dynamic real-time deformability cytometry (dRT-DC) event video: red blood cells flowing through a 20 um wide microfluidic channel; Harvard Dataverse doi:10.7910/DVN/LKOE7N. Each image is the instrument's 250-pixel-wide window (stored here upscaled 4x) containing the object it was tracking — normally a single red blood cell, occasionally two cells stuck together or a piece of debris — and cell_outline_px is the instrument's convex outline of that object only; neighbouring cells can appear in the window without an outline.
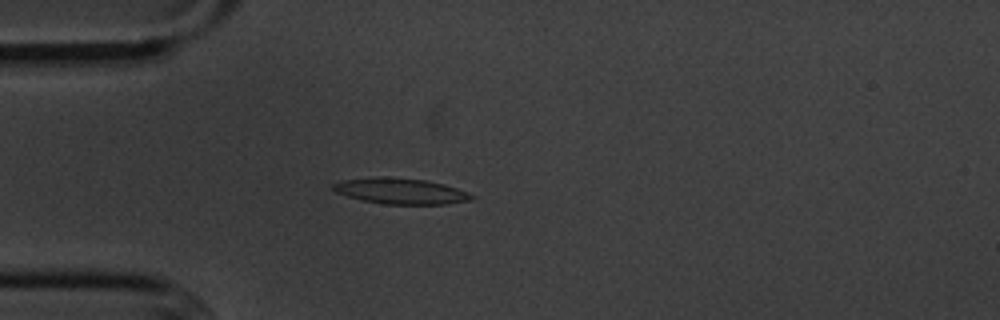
{"species": "common noctule bat (a hibernating species)", "species_latin": "Nyctalus noctula", "temperature_condition": "cold", "stored_images_in_passage": 55, "camera_frame_rate_fps": 3000, "um_per_image_px": 0.085, "animal": {"sex": "male", "body_mass_g": 20.1, "forearm_length_mm": 53.5}, "frame": {"image": 1, "passage_image": 15, "time_ms": 4.667, "image_size_px": [1000, 320], "cell_outline_px": [[476, 196], [472, 200], [444, 204], [384, 204], [360, 200], [336, 192], [332, 188], [332, 184], [340, 180], [376, 176], [384, 176], [424, 180], [444, 184], [468, 192]], "centroid_in_image_um": [34.03, 16.23], "position_along_channel_um": 51.0, "area_um2": 20.98}}
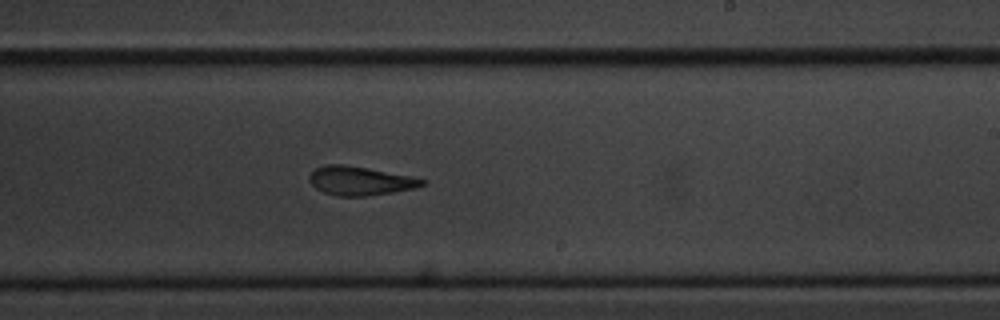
{"frame": {"image": 2, "passage_image": 33, "time_ms": 10.667, "image_size_px": [1000, 320], "cell_outline_px": [[428, 184], [416, 188], [368, 196], [336, 196], [324, 192], [316, 188], [308, 180], [308, 176], [316, 168], [324, 164], [344, 164], [368, 168], [428, 180]], "centroid_in_image_um": [30.61, 15.37], "position_along_channel_um": 258.4, "area_um2": 19.02}}
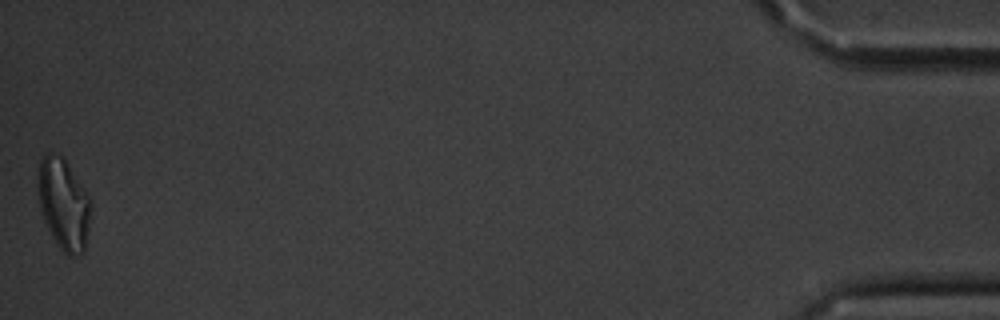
{"frame": {"image": 3, "passage_image": 55, "time_ms": 18.0, "image_size_px": [1000, 320], "cell_outline_px": [[92, 208], [84, 252], [76, 256], [68, 256], [56, 244], [44, 220], [40, 208], [40, 160], [48, 152], [60, 152], [64, 156], [88, 196], [92, 204]], "centroid_in_image_um": [5.45, 17.35], "position_along_channel_um": 429.7, "area_um2": 27.8}, "authors_computed_cell_mechanics": {"area_um2": 20.1722, "velocity_mm_per_s": 3.6124, "shape_relaxation_time_tau1_ms": 5.1052, "shape_relaxation_time_tau2_ms": 2.6407, "deformation_change_tau1": 0.1588, "deformation_change_tau2": 0.1214}}